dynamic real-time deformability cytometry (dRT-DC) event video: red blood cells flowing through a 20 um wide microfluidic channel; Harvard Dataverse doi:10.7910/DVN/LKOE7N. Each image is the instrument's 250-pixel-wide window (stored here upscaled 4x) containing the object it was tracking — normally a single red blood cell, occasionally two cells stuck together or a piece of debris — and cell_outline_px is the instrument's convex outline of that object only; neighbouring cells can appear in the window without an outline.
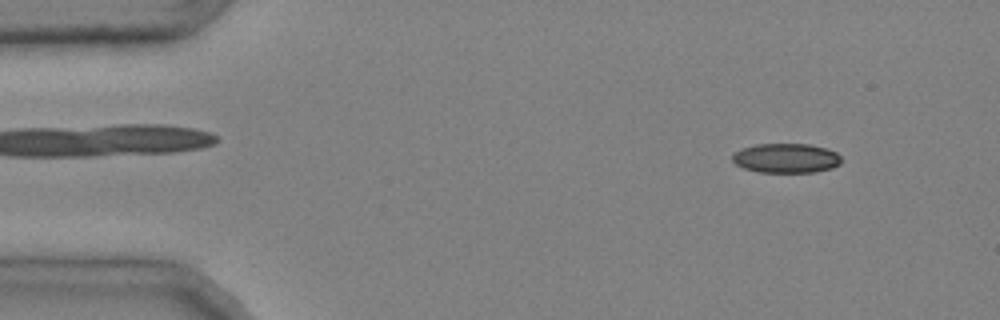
{"species": "common noctule bat (a hibernating species)", "species_latin": "Nyctalus noctula", "temperature_condition": "cold", "stored_images_in_passage": 47, "camera_frame_rate_fps": 3000, "um_per_image_px": 0.085, "animal": {"sex": "male", "body_mass_g": 20.4}, "frame": {"image": 1, "passage_image": 6, "time_ms": 1.667, "image_size_px": [1000, 320], "cell_outline_px": [[844, 160], [840, 164], [832, 168], [812, 172], [760, 172], [744, 168], [736, 164], [732, 160], [732, 156], [740, 148], [756, 144], [808, 144], [824, 148], [836, 152]], "centroid_in_image_um": [66.83, 13.44], "position_along_channel_um": 18.2, "area_um2": 18.73}}
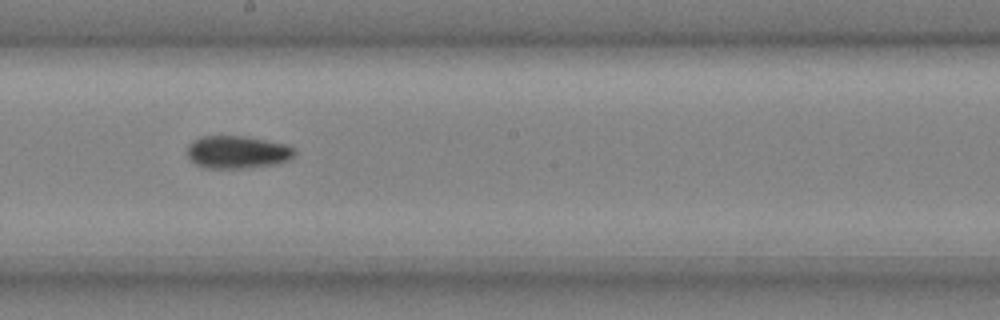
{"frame": {"image": 2, "passage_image": 28, "time_ms": 9.0, "image_size_px": [1000, 320], "cell_outline_px": [[296, 152], [292, 160], [276, 164], [244, 168], [204, 168], [188, 160], [188, 144], [192, 140], [200, 136], [244, 136], [288, 144]], "centroid_in_image_um": [20.17, 12.93], "position_along_channel_um": 228.0, "area_um2": 20.75}}
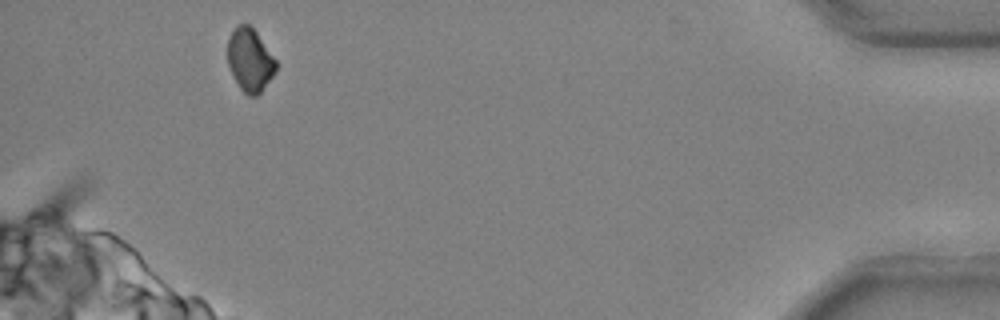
{"frame": {"image": 3, "passage_image": 46, "time_ms": 15.0, "image_size_px": [1000, 320], "cell_outline_px": [[276, 72], [260, 92], [256, 96], [248, 96], [240, 88], [232, 76], [228, 64], [228, 40], [232, 32], [240, 24], [248, 24], [256, 32], [276, 60]], "centroid_in_image_um": [21.24, 5.13], "position_along_channel_um": 414.0, "area_um2": 17.51}, "authors_computed_cell_mechanics": {"area_um2": 20.1144, "velocity_mm_per_s": 4.0312, "shape_relaxation_time_tau1_ms": 9.0191, "shape_relaxation_time_tau2_ms": 9.8213, "deformation_change_tau1": 0.155, "deformation_change_tau2": 0.1187}}